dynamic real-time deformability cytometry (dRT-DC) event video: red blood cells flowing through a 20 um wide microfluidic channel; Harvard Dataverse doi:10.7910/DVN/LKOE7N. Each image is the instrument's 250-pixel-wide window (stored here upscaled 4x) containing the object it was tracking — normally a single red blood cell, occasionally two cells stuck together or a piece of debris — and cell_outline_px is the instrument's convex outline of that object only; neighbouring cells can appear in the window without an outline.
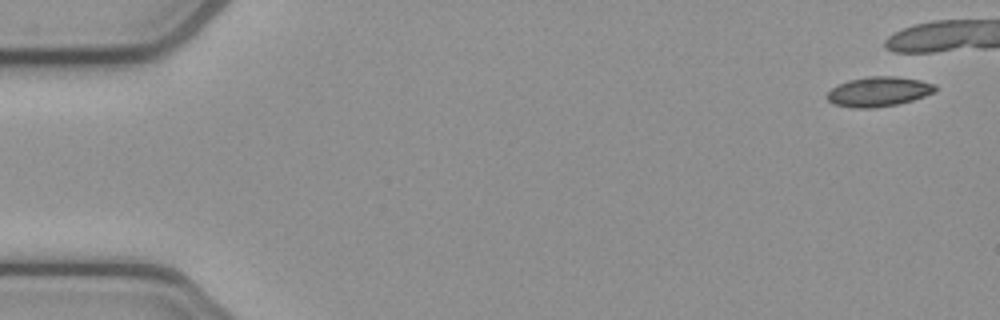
{"species": "common noctule bat (a hibernating species)", "species_latin": "Nyctalus noctula", "temperature_condition": "cold", "stored_images_in_passage": 7, "camera_frame_rate_fps": 3000, "um_per_image_px": 0.085, "animal": {"sex": "female", "body_mass_g": 21.9}, "frame": {"image": 1, "passage_image": 1, "time_ms": 0.0, "image_size_px": [1000, 320], "cell_outline_px": [[936, 92], [912, 100], [896, 104], [872, 108], [852, 108], [832, 104], [824, 96], [832, 88], [848, 80], [868, 76], [896, 76], [920, 80], [936, 84]], "centroid_in_image_um": [74.67, 7.79], "position_along_channel_um": 10.3, "area_um2": 18.84}}